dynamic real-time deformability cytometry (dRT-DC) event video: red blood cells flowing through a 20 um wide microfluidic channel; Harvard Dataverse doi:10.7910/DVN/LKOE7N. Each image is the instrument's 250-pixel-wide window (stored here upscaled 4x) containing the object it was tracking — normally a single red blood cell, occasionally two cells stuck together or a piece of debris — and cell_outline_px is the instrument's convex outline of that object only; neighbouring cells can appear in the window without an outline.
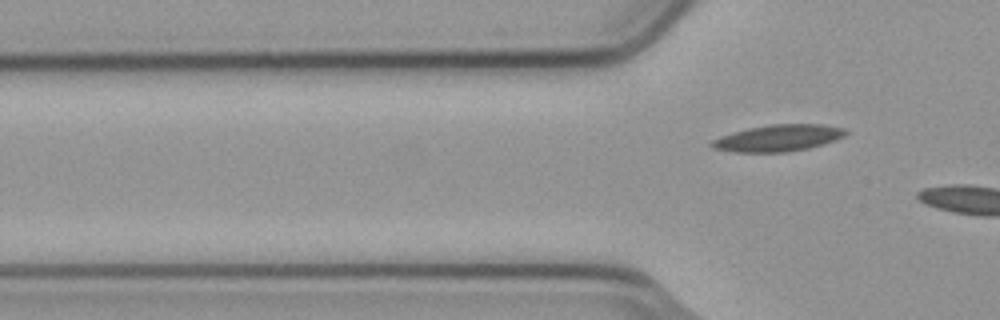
{"species": "common noctule bat (a hibernating species)", "species_latin": "Nyctalus noctula", "temperature_condition": "cold", "stored_images_in_passage": 6, "segment_of_instrument_passage": [2, 2], "camera_frame_rate_fps": 3000, "um_per_image_px": 0.085, "animal": {"sex": "male", "body_mass_g": 23.1, "forearm_length_mm": 52.7}, "frame": {"image": 1, "passage_image": 6, "time_ms": 1.667, "image_size_px": [1000, 320], "cell_outline_px": [[848, 132], [844, 136], [836, 140], [824, 144], [808, 148], [788, 152], [736, 152], [712, 148], [708, 144], [712, 140], [720, 136], [732, 132], [748, 128], [772, 124], [824, 124], [844, 128]], "centroid_in_image_um": [66.15, 11.73], "position_along_channel_um": 59.7, "area_um2": 20.92}}